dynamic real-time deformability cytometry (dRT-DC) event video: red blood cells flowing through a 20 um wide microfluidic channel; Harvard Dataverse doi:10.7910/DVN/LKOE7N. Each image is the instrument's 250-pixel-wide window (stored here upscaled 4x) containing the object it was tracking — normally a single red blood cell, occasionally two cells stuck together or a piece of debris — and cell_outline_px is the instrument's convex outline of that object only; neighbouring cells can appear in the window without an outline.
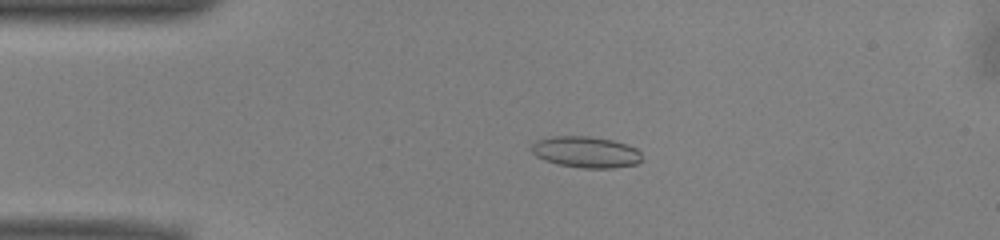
{"species": "common noctule bat (a hibernating species)", "species_latin": "Nyctalus noctula", "temperature_condition": "warm", "stored_images_in_passage": 51, "camera_frame_rate_fps": 3000, "um_per_image_px": 0.085, "animal": {"sex": "male", "body_mass_g": 13.0, "forearm_length_mm": 53.1}, "frame": {"image": 1, "passage_image": 11, "time_ms": 3.333, "image_size_px": [1000, 240], "cell_outline_px": [[644, 160], [636, 164], [612, 168], [580, 168], [560, 164], [544, 160], [536, 156], [532, 152], [532, 144], [536, 140], [552, 136], [588, 136], [612, 140], [636, 148], [640, 152]], "centroid_in_image_um": [49.81, 12.93], "position_along_channel_um": 35.2, "area_um2": 20.11}}
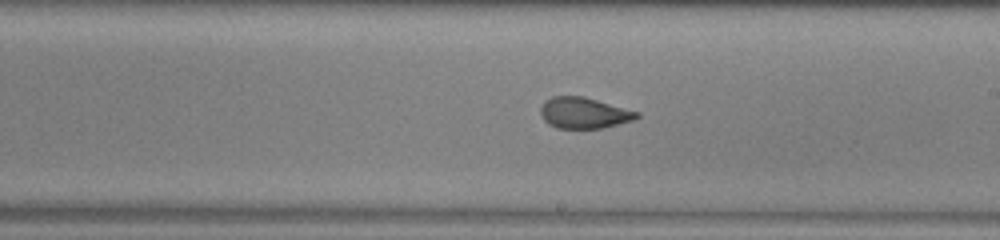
{"frame": {"image": 2, "passage_image": 29, "time_ms": 9.333, "image_size_px": [1000, 240], "cell_outline_px": [[640, 116], [632, 120], [600, 128], [556, 128], [548, 124], [544, 120], [540, 112], [540, 108], [544, 100], [552, 96], [584, 96], [640, 112]], "centroid_in_image_um": [49.6, 9.58], "position_along_channel_um": 239.4, "area_um2": 17.4}}
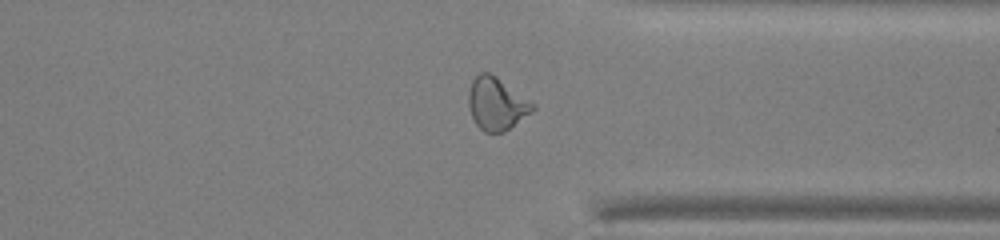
{"frame": {"image": 3, "passage_image": 39, "time_ms": 12.667, "image_size_px": [1000, 240], "cell_outline_px": [[536, 108], [532, 112], [504, 132], [484, 132], [476, 124], [468, 108], [468, 92], [472, 80], [480, 72], [488, 72], [496, 76], [536, 104]], "centroid_in_image_um": [42.2, 8.81], "position_along_channel_um": 369.2, "area_um2": 19.71}, "authors_computed_cell_mechanics": {"area_um2": 19.4786, "velocity_mm_per_s": 3.9668, "shape_relaxation_time_tau1_ms": 7.7752, "shape_relaxation_time_tau2_ms": 1.353, "deformation_change_tau1": 0.2074, "deformation_change_tau2": 0.053}}